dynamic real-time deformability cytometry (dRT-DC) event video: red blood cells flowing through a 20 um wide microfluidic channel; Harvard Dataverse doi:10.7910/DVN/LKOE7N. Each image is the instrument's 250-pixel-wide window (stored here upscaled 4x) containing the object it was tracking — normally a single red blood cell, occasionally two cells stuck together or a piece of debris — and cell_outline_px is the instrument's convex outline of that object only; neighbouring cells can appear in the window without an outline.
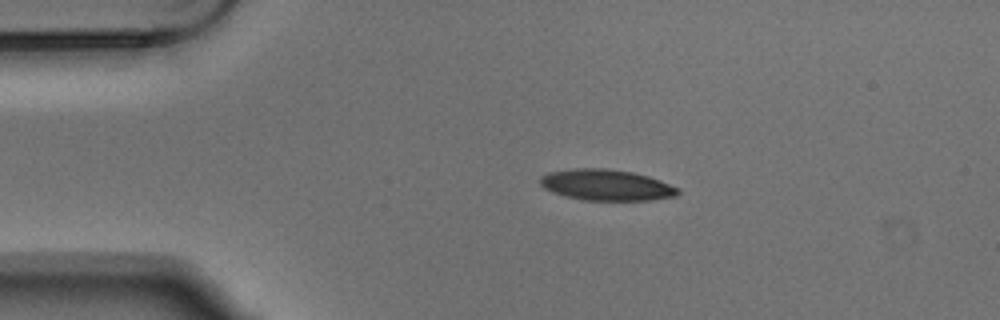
{"species": "Egyptian fruit bat (a non-hibernating species)", "species_latin": "Rousettus aegyptiacus", "temperature_condition": "warm", "stored_images_in_passage": 4, "camera_frame_rate_fps": 3000, "um_per_image_px": 0.085, "animal": {"sex": "male"}, "frame": {"image": 1, "passage_image": 2, "time_ms": 0.333, "image_size_px": [1000, 320], "cell_outline_px": [[680, 192], [676, 196], [648, 200], [584, 200], [552, 192], [544, 188], [540, 184], [540, 176], [548, 172], [572, 168], [604, 168], [632, 172], [648, 176], [660, 180], [680, 188]], "centroid_in_image_um": [51.54, 15.71], "position_along_channel_um": 33.5, "area_um2": 24.91}}
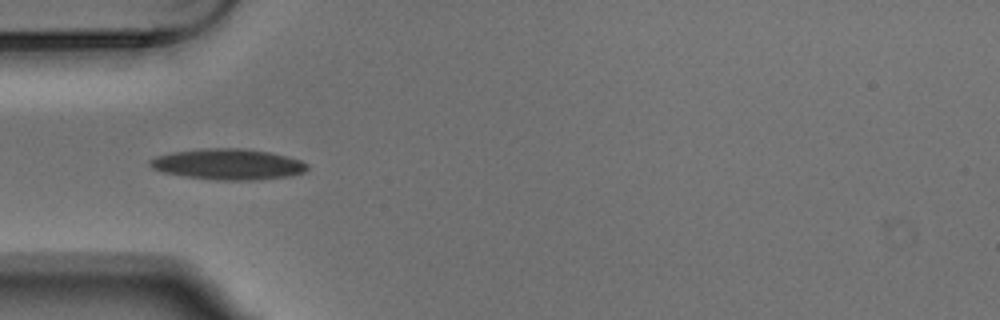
{"frame": {"image": 2, "passage_image": 3, "time_ms": 0.667, "image_size_px": [1000, 320], "cell_outline_px": [[308, 168], [304, 172], [288, 176], [252, 180], [216, 180], [184, 176], [160, 172], [152, 168], [148, 164], [148, 160], [156, 156], [172, 152], [200, 148], [244, 148], [272, 152], [288, 156], [300, 160], [308, 164]], "centroid_in_image_um": [19.35, 13.95], "position_along_channel_um": 65.6, "area_um2": 28.55}}
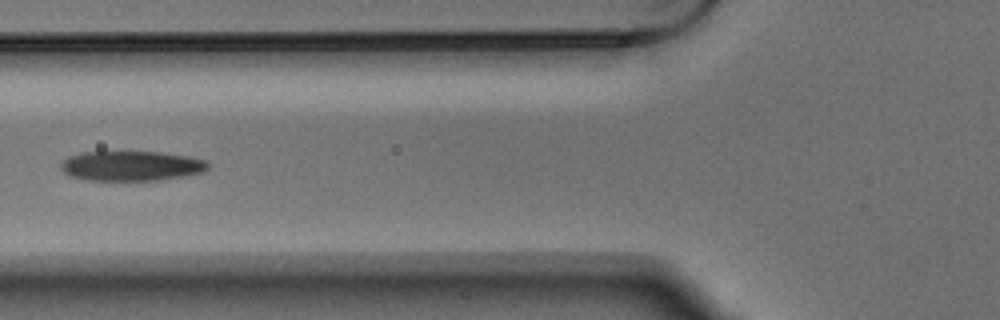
{"frame": {"image": 3, "passage_image": 4, "time_ms": 1.0, "image_size_px": [1000, 320], "cell_outline_px": [[208, 168], [204, 172], [160, 180], [88, 180], [68, 176], [60, 168], [60, 164], [68, 156], [80, 152], [160, 152], [192, 156], [208, 160]], "centroid_in_image_um": [11.17, 14.09], "position_along_channel_um": 114.6, "area_um2": 25.84}}